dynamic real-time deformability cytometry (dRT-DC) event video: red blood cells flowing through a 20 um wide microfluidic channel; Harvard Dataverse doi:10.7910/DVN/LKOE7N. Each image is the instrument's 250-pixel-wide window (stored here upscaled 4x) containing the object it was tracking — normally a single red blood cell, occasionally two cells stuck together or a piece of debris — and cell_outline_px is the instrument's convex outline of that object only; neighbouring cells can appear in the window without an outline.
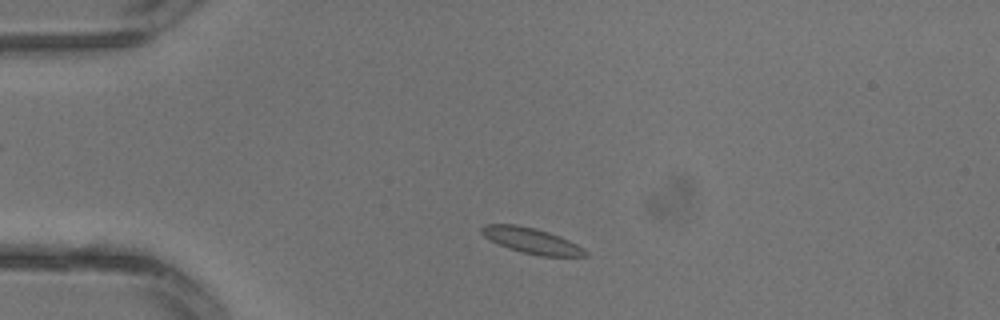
{"species": "common noctule bat (a hibernating species)", "species_latin": "Nyctalus noctula", "temperature_condition": "warm", "stored_images_in_passage": 2, "camera_frame_rate_fps": 3000, "um_per_image_px": 0.085, "animal": {"sex": "male", "body_mass_g": 13.3}, "frame": {"image": 1, "passage_image": 1, "time_ms": 0.0, "image_size_px": [1000, 320], "cell_outline_px": [[588, 256], [540, 256], [520, 252], [508, 248], [484, 236], [480, 232], [480, 228], [484, 224], [516, 224], [536, 228], [560, 236], [584, 248], [588, 252]], "centroid_in_image_um": [45.19, 20.45], "position_along_channel_um": 39.8, "area_um2": 15.49}}